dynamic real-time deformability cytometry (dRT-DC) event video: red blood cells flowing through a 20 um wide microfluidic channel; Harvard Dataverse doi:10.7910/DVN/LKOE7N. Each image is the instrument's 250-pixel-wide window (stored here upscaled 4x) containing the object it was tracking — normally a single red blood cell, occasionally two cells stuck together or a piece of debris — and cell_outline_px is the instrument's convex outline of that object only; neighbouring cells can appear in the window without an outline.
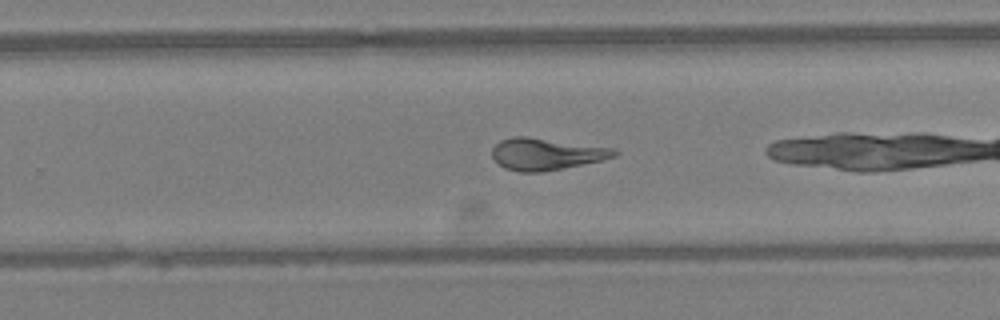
{"species": "Egyptian fruit bat (a non-hibernating species)", "species_latin": "Rousettus aegyptiacus", "temperature_condition": "warm", "stored_images_in_passage": 26, "camera_frame_rate_fps": 3000, "um_per_image_px": 0.085, "animal": {"sex": "female"}, "frame": {"image": 1, "passage_image": 19, "time_ms": 6.0, "image_size_px": [1000, 320], "cell_outline_px": [[620, 152], [616, 156], [600, 160], [540, 172], [520, 172], [504, 168], [496, 164], [492, 156], [492, 148], [500, 140], [516, 136], [524, 136], [616, 148]], "centroid_in_image_um": [46.39, 13.08], "position_along_channel_um": 283.4, "area_um2": 22.54}}
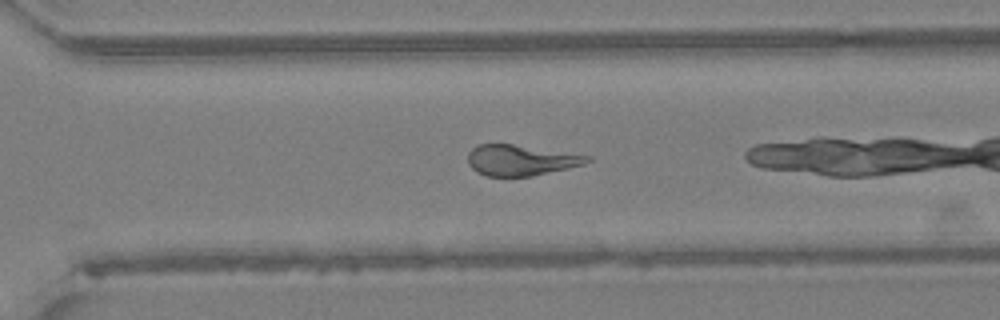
{"frame": {"image": 2, "passage_image": 22, "time_ms": 7.0, "image_size_px": [1000, 320], "cell_outline_px": [[592, 160], [584, 164], [568, 168], [532, 176], [488, 176], [476, 172], [468, 164], [468, 152], [476, 144], [512, 144], [592, 156]], "centroid_in_image_um": [44.25, 13.61], "position_along_channel_um": 326.4, "area_um2": 21.33}}